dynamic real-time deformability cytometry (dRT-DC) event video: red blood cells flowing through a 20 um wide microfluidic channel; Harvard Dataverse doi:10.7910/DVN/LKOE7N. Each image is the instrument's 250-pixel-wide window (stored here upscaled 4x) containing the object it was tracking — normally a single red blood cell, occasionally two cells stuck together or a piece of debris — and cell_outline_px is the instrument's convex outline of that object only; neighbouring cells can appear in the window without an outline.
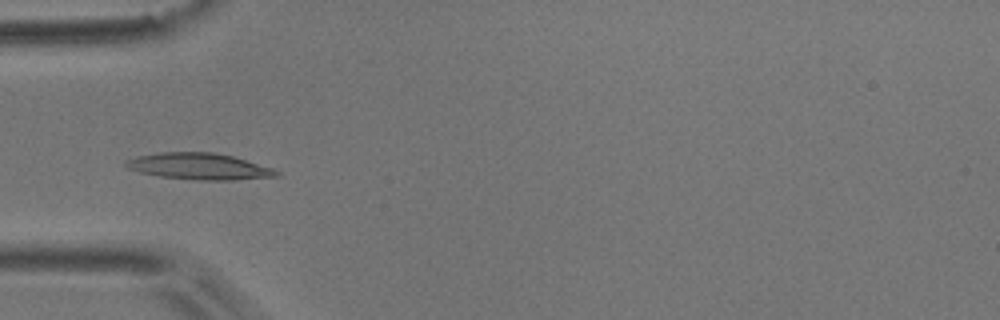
{"species": "common noctule bat (a hibernating species)", "species_latin": "Nyctalus noctula", "temperature_condition": "room temperature", "stored_images_in_passage": 7, "camera_frame_rate_fps": 3000, "um_per_image_px": 0.085, "animal": {"sex": "male", "body_mass_g": 17.9}, "frame": {"image": 1, "passage_image": 5, "time_ms": 1.333, "image_size_px": [1000, 320], "cell_outline_px": [[280, 176], [232, 180], [196, 180], [160, 176], [140, 172], [128, 168], [124, 164], [128, 160], [136, 156], [160, 152], [212, 152], [232, 156], [272, 168], [280, 172]], "centroid_in_image_um": [16.93, 14.14], "position_along_channel_um": 68.1, "area_um2": 23.0}}
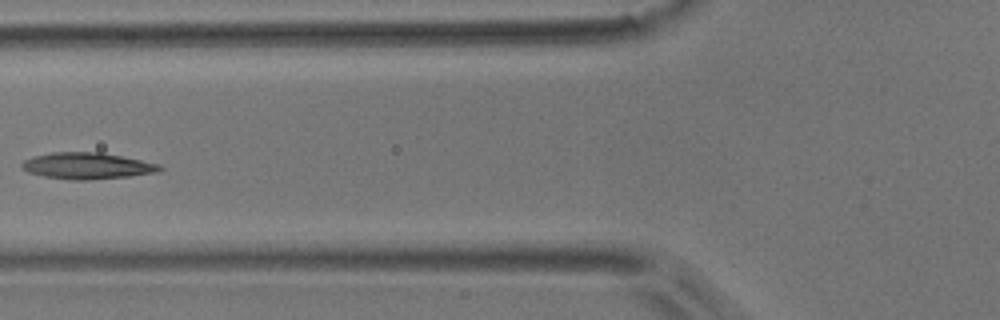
{"frame": {"image": 2, "passage_image": 6, "time_ms": 1.667, "image_size_px": [1000, 320], "cell_outline_px": [[164, 168], [156, 172], [128, 176], [88, 180], [72, 180], [44, 176], [28, 172], [20, 168], [20, 164], [24, 160], [32, 156], [52, 152], [100, 152], [160, 164]], "centroid_in_image_um": [7.35, 14.09], "position_along_channel_um": 118.4, "area_um2": 21.15}}
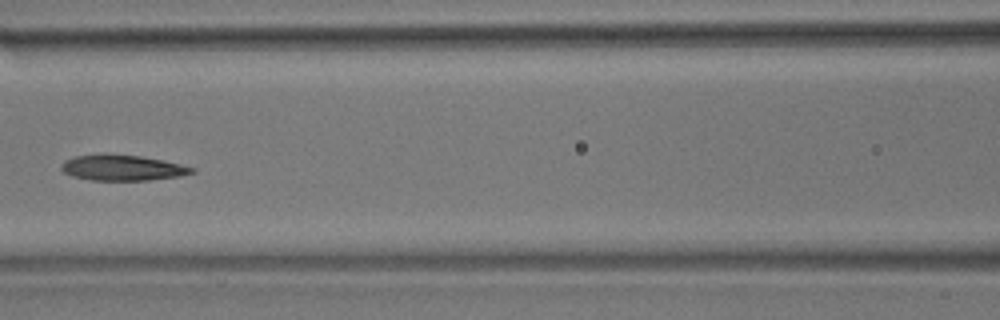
{"frame": {"image": 3, "passage_image": 7, "time_ms": 2.0, "image_size_px": [1000, 320], "cell_outline_px": [[196, 172], [180, 176], [148, 180], [92, 180], [72, 176], [64, 172], [60, 168], [60, 164], [64, 160], [76, 156], [100, 152], [104, 152], [140, 156], [180, 164], [196, 168]], "centroid_in_image_um": [10.36, 14.24], "position_along_channel_um": 156.2, "area_um2": 19.83}}